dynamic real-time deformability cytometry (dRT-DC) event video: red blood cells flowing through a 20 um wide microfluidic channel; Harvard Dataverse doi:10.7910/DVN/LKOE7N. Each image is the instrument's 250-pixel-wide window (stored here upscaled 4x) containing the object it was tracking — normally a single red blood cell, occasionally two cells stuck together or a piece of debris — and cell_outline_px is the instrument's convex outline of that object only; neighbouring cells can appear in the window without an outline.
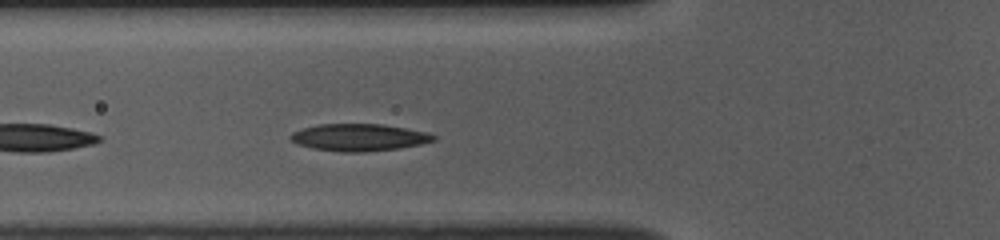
{"species": "common noctule bat (a hibernating species)", "species_latin": "Nyctalus noctula", "temperature_condition": "room temperature", "stored_images_in_passage": 16, "camera_frame_rate_fps": 3000, "um_per_image_px": 0.085, "animal": {"sex": "female", "body_mass_g": 10.0, "forearm_length_mm": 53.1}, "frame": {"image": 1, "passage_image": 5, "time_ms": 1.333, "image_size_px": [1000, 240], "cell_outline_px": [[436, 140], [420, 144], [400, 148], [360, 152], [340, 152], [312, 148], [296, 144], [288, 136], [292, 132], [300, 128], [316, 124], [380, 124], [428, 132], [436, 136]], "centroid_in_image_um": [30.47, 11.67], "position_along_channel_um": 95.3, "area_um2": 22.72}}
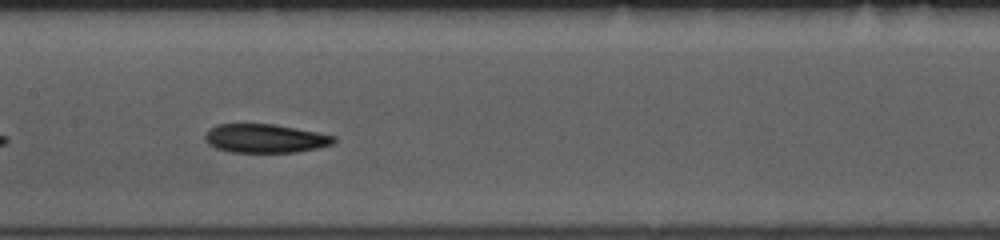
{"frame": {"image": 2, "passage_image": 12, "time_ms": 3.667, "image_size_px": [1000, 240], "cell_outline_px": [[336, 140], [332, 144], [316, 148], [296, 152], [232, 152], [216, 148], [208, 144], [204, 140], [204, 136], [208, 128], [216, 124], [276, 124], [336, 136]], "centroid_in_image_um": [22.49, 11.76], "position_along_channel_um": 184.9, "area_um2": 21.62}}